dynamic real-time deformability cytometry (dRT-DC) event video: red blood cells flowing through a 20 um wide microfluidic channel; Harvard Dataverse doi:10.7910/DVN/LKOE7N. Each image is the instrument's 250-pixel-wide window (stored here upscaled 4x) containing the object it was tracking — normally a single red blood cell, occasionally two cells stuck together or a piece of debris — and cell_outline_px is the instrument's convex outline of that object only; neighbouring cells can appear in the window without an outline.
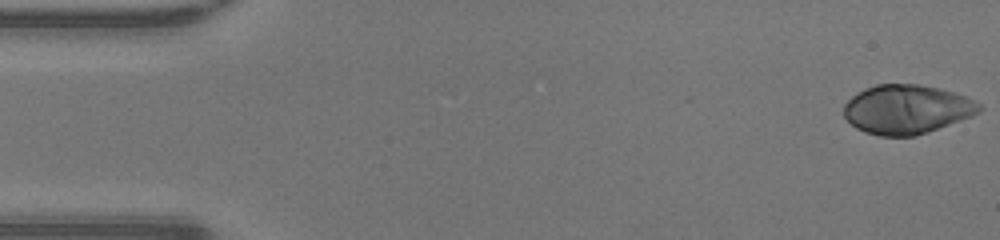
{"species": "human", "species_latin": "Homo sapiens", "temperature_condition": "warm", "stored_images_in_passage": 47, "camera_frame_rate_fps": 3000, "um_per_image_px": 0.085, "donor": {"sex": "male"}, "frame": {"image": 1, "passage_image": 1, "time_ms": 0.0, "image_size_px": [1000, 240], "cell_outline_px": [[984, 108], [980, 112], [972, 116], [928, 132], [916, 136], [880, 136], [864, 132], [856, 128], [844, 116], [844, 104], [856, 92], [864, 88], [876, 84], [916, 84], [940, 88], [956, 92], [980, 104]], "centroid_in_image_um": [77.07, 9.29], "position_along_channel_um": 7.9, "area_um2": 38.96}}
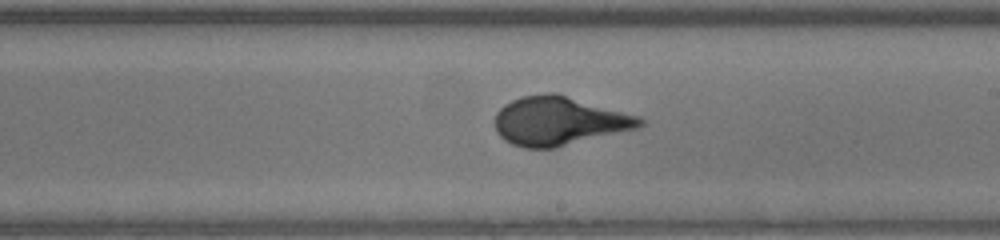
{"frame": {"image": 2, "passage_image": 27, "time_ms": 8.667, "image_size_px": [1000, 240], "cell_outline_px": [[644, 124], [640, 128], [556, 148], [524, 148], [512, 144], [504, 140], [496, 132], [496, 112], [504, 104], [512, 100], [524, 96], [548, 92], [556, 92], [640, 116], [644, 120]], "centroid_in_image_um": [47.55, 10.29], "position_along_channel_um": 241.4, "area_um2": 41.56}}
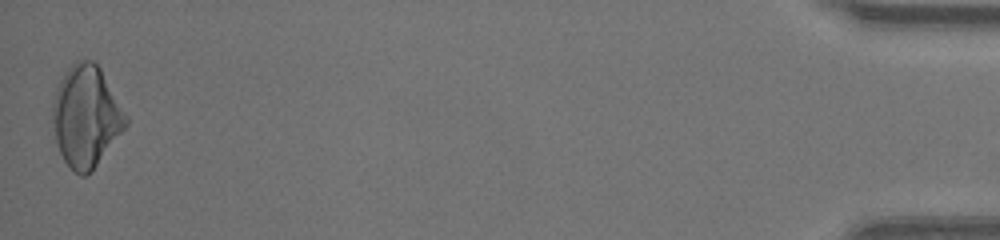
{"frame": {"image": 3, "passage_image": 47, "time_ms": 15.333, "image_size_px": [1000, 240], "cell_outline_px": [[128, 124], [92, 172], [84, 176], [80, 176], [64, 160], [56, 144], [52, 116], [52, 104], [60, 80], [68, 68], [76, 60], [92, 60], [100, 68], [128, 116]], "centroid_in_image_um": [7.33, 9.9], "position_along_channel_um": 427.9, "area_um2": 43.06}, "authors_computed_cell_mechanics": {"area_um2": 39.3618, "velocity_mm_per_s": 4.347, "shape_relaxation_time_tau1_ms": 5.7025, "shape_relaxation_time_tau2_ms": null, "deformation_change_tau1": 0.2641, "deformation_change_tau2": null}}